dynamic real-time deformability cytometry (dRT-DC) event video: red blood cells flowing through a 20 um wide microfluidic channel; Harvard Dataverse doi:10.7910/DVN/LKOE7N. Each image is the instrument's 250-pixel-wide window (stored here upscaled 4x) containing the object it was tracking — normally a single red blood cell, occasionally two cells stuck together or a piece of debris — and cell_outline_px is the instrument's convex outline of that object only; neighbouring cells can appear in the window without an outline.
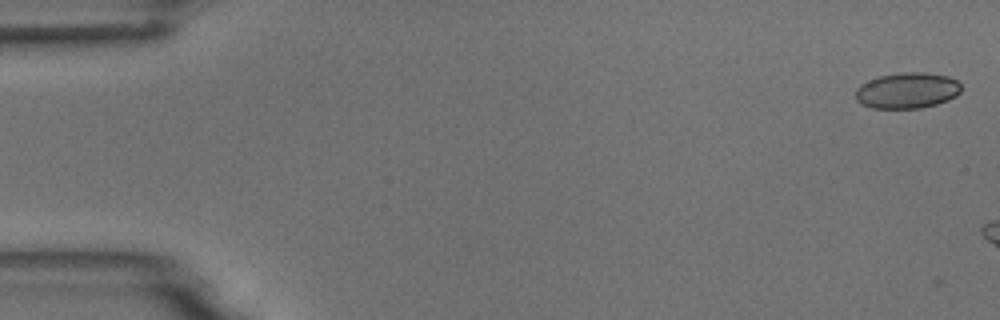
{"species": "common noctule bat (a hibernating species)", "species_latin": "Nyctalus noctula", "temperature_condition": "room temperature", "stored_images_in_passage": 5, "segment_of_instrument_passage": [2, 2], "camera_frame_rate_fps": 3000, "um_per_image_px": 0.085, "animal": {"sex": "male", "body_mass_g": 18.8}, "frame": {"image": 1, "passage_image": 5, "time_ms": 5.667, "image_size_px": [1000, 320], "cell_outline_px": [[960, 92], [956, 96], [948, 100], [936, 104], [920, 108], [872, 108], [856, 100], [856, 88], [860, 84], [880, 76], [904, 72], [924, 72], [948, 76], [956, 80], [960, 84]], "centroid_in_image_um": [77.12, 7.69], "position_along_channel_um": 7.9, "area_um2": 21.96}}